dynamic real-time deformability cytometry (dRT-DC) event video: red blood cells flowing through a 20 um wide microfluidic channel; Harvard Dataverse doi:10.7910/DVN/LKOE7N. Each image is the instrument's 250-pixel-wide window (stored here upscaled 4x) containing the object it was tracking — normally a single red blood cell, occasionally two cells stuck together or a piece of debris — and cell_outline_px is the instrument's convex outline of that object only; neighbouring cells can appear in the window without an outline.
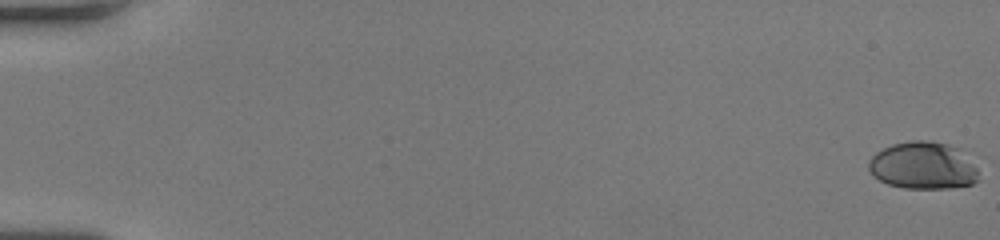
{"species": "human", "species_latin": "Homo sapiens", "temperature_condition": "room temperature", "stored_images_in_passage": 53, "camera_frame_rate_fps": 3000, "um_per_image_px": 0.085, "donor": {"sex": "female"}, "frame": {"image": 1, "passage_image": 1, "time_ms": 0.0, "image_size_px": [1000, 240], "cell_outline_px": [[980, 180], [972, 184], [952, 188], [904, 188], [888, 184], [872, 176], [868, 168], [868, 160], [876, 152], [892, 144], [912, 140], [928, 140], [948, 144], [956, 148], [976, 168]], "centroid_in_image_um": [78.42, 14.09], "position_along_channel_um": 6.6, "area_um2": 30.23}}
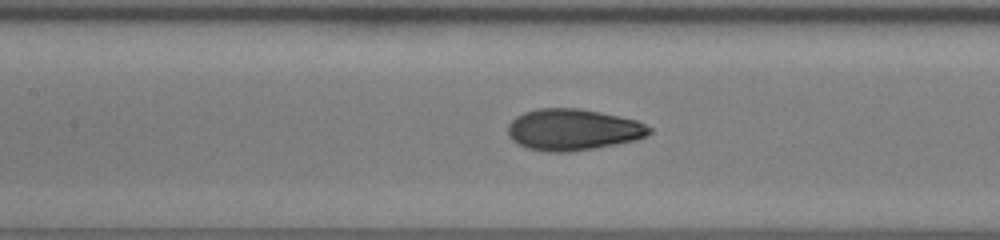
{"frame": {"image": 2, "passage_image": 27, "time_ms": 8.667, "image_size_px": [1000, 240], "cell_outline_px": [[652, 132], [636, 140], [616, 144], [568, 152], [548, 152], [528, 148], [512, 140], [508, 136], [508, 124], [516, 116], [524, 112], [536, 108], [580, 108], [620, 116], [636, 120], [652, 128]], "centroid_in_image_um": [48.69, 11.01], "position_along_channel_um": 158.7, "area_um2": 34.1}}
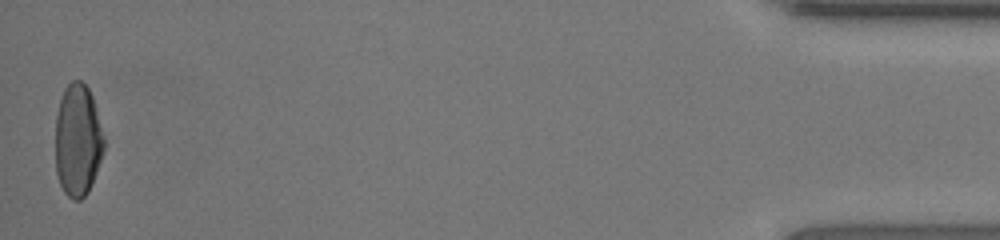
{"frame": {"image": 3, "passage_image": 53, "time_ms": 17.333, "image_size_px": [1000, 240], "cell_outline_px": [[104, 148], [92, 184], [88, 192], [80, 200], [72, 200], [64, 192], [60, 184], [56, 172], [56, 116], [60, 100], [64, 88], [72, 80], [80, 80], [88, 88], [92, 96], [96, 108], [104, 140]], "centroid_in_image_um": [6.6, 11.93], "position_along_channel_um": 428.6, "area_um2": 31.67}, "authors_computed_cell_mechanics": {"area_um2": 32.657, "velocity_mm_per_s": 4.1256, "shape_relaxation_time_tau1_ms": 7.0647, "shape_relaxation_time_tau2_ms": 1.0368, "deformation_change_tau1": 0.2516, "deformation_change_tau2": 0.0665}}